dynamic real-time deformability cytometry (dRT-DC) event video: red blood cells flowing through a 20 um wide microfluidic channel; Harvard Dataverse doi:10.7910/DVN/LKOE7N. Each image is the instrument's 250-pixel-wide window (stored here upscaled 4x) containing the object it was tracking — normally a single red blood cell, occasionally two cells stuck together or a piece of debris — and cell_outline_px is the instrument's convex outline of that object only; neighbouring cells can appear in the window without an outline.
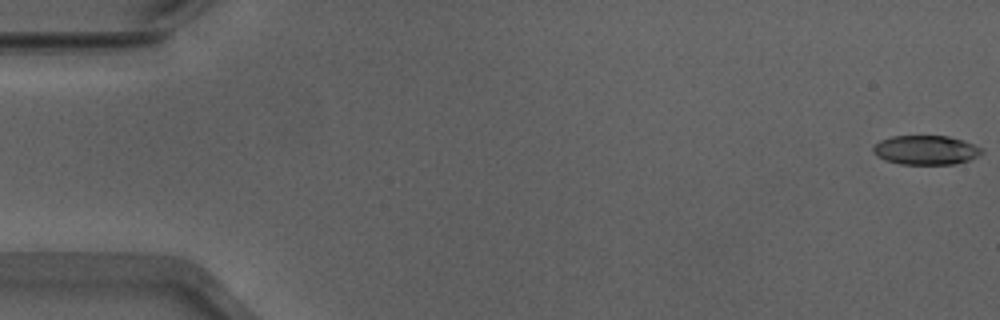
{"species": "Egyptian fruit bat (a non-hibernating species)", "species_latin": "Rousettus aegyptiacus", "temperature_condition": "warm", "stored_images_in_passage": 52, "camera_frame_rate_fps": 3000, "um_per_image_px": 0.085, "animal": {"sex": "male"}, "frame": {"image": 1, "passage_image": 1, "time_ms": 0.0, "image_size_px": [1000, 320], "cell_outline_px": [[984, 152], [968, 160], [952, 164], [900, 164], [876, 156], [872, 152], [872, 148], [880, 140], [892, 136], [948, 136], [984, 148]], "centroid_in_image_um": [78.68, 12.75], "position_along_channel_um": 6.3, "area_um2": 18.32}}
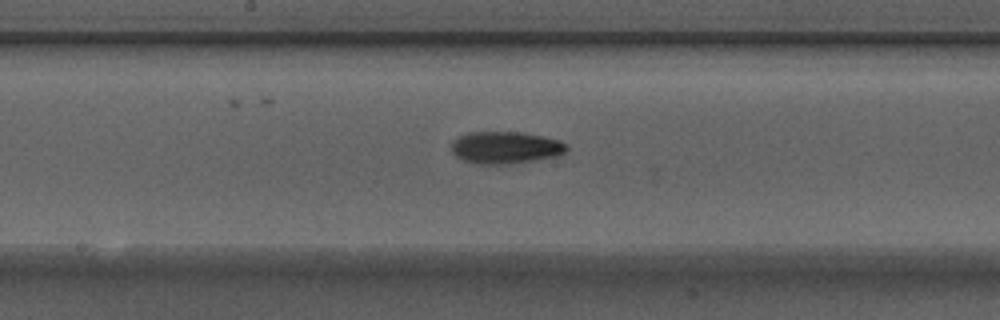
{"frame": {"image": 2, "passage_image": 28, "time_ms": 9.0, "image_size_px": [1000, 320], "cell_outline_px": [[568, 148], [564, 152], [556, 156], [508, 164], [476, 164], [464, 160], [456, 156], [452, 152], [452, 140], [468, 132], [520, 132], [544, 136], [560, 140], [568, 144]], "centroid_in_image_um": [42.96, 12.53], "position_along_channel_um": 205.2, "area_um2": 21.56}}
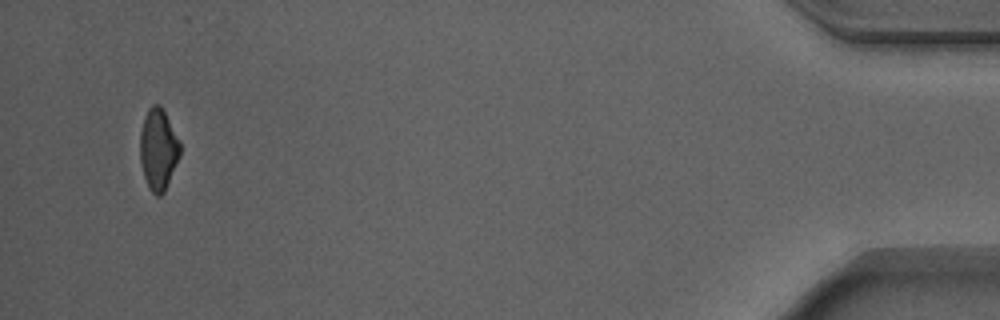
{"frame": {"image": 3, "passage_image": 51, "time_ms": 16.667, "image_size_px": [1000, 320], "cell_outline_px": [[180, 156], [164, 192], [160, 196], [156, 196], [152, 192], [144, 176], [140, 160], [140, 132], [144, 116], [148, 108], [152, 104], [160, 104], [180, 140]], "centroid_in_image_um": [13.45, 12.66], "position_along_channel_um": 421.7, "area_um2": 18.96}}